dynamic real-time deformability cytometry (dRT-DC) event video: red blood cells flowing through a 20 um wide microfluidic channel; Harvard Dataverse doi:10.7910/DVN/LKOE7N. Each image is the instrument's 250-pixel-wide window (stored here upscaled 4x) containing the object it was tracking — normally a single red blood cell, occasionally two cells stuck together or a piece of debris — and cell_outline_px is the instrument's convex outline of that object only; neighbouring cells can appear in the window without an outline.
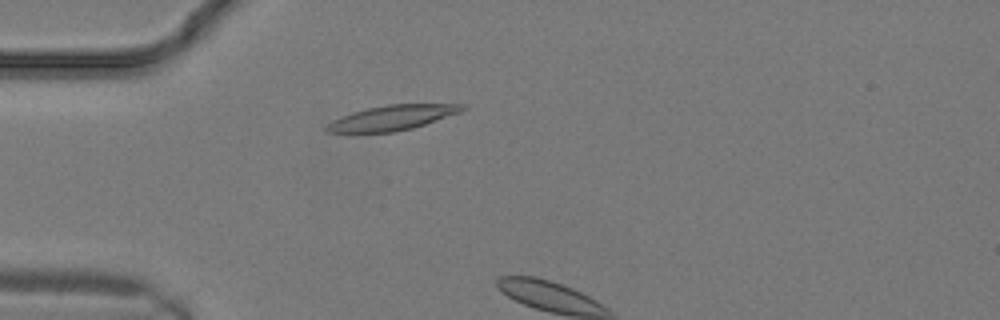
{"species": "common noctule bat (a hibernating species)", "species_latin": "Nyctalus noctula", "temperature_condition": "warm", "stored_images_in_passage": 5, "camera_frame_rate_fps": 3000, "um_per_image_px": 0.085, "animal": {"sex": "male", "body_mass_g": 19.2, "forearm_length_mm": 51.8}, "frame": {"image": 1, "passage_image": 4, "time_ms": 1.0, "image_size_px": [1000, 320], "cell_outline_px": [[468, 108], [460, 112], [412, 128], [392, 132], [328, 132], [324, 128], [332, 120], [352, 112], [368, 108], [388, 104], [468, 104]], "centroid_in_image_um": [33.36, 9.99], "position_along_channel_um": 51.6, "area_um2": 19.48}}